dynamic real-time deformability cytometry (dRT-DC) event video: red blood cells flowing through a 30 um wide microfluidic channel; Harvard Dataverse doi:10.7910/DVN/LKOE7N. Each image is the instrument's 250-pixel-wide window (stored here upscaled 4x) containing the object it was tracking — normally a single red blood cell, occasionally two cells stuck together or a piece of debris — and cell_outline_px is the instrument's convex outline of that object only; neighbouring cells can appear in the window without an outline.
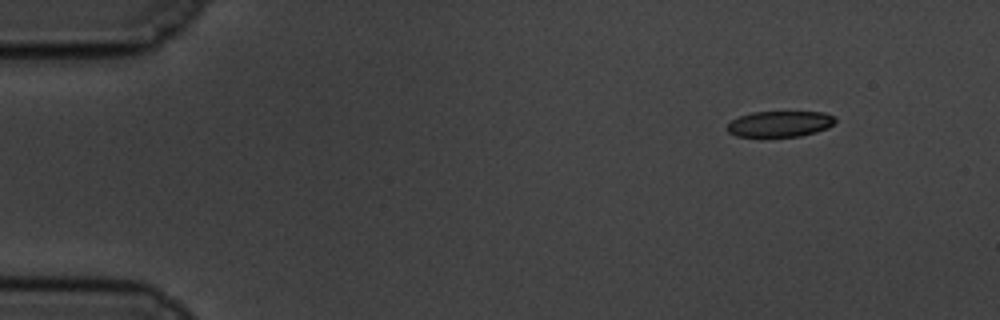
{"species": "common noctule bat (a hibernating species)", "species_latin": "Nyctalus noctula", "temperature_condition": "cold", "stored_images_in_passage": 8, "camera_frame_rate_fps": 3000, "um_per_image_px": 0.085, "animal": {"sex": "male", "body_mass_g": 19.5, "forearm_length_mm": 54.6}, "frame": {"image": 1, "passage_image": 1, "time_ms": 0.0, "image_size_px": [1000, 320], "cell_outline_px": [[836, 120], [828, 128], [816, 132], [800, 136], [764, 140], [736, 136], [728, 132], [728, 124], [732, 120], [740, 116], [752, 112], [824, 112], [836, 116]], "centroid_in_image_um": [66.26, 10.58], "position_along_channel_um": 18.7, "area_um2": 17.11}}